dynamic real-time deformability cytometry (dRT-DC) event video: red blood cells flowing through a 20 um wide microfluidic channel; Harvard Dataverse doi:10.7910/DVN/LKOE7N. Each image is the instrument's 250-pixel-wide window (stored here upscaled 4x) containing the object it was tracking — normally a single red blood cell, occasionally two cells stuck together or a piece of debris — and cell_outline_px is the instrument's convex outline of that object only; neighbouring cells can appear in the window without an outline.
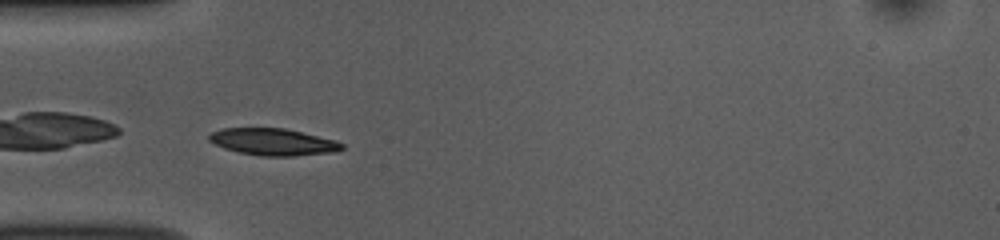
{"species": "common noctule bat (a hibernating species)", "species_latin": "Nyctalus noctula", "temperature_condition": "room temperature", "stored_images_in_passage": 38, "camera_frame_rate_fps": 3000, "um_per_image_px": 0.085, "animal": {"sex": "female", "body_mass_g": 10.0, "forearm_length_mm": 53.1}, "frame": {"image": 1, "passage_image": 1, "time_ms": 0.0, "image_size_px": [1000, 240], "cell_outline_px": [[344, 148], [332, 152], [292, 156], [260, 156], [240, 152], [224, 148], [208, 140], [208, 136], [212, 132], [224, 128], [284, 128], [336, 140], [344, 144]], "centroid_in_image_um": [23.22, 12.06], "position_along_channel_um": 61.8, "area_um2": 20.63}}
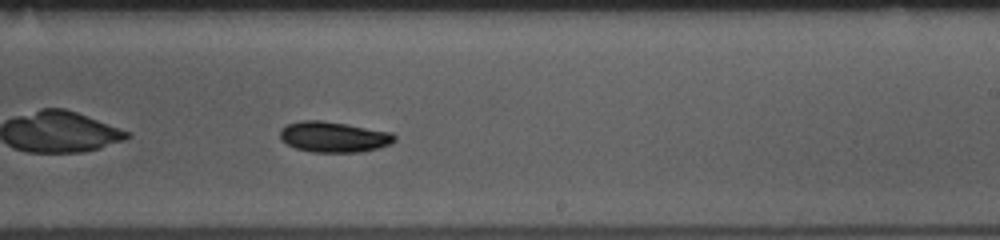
{"frame": {"image": 2, "passage_image": 17, "time_ms": 5.333, "image_size_px": [1000, 240], "cell_outline_px": [[396, 140], [392, 144], [360, 152], [312, 152], [296, 148], [288, 144], [280, 136], [280, 128], [288, 124], [300, 120], [320, 120], [348, 124], [392, 132], [396, 136]], "centroid_in_image_um": [28.39, 11.63], "position_along_channel_um": 260.6, "area_um2": 20.46}}
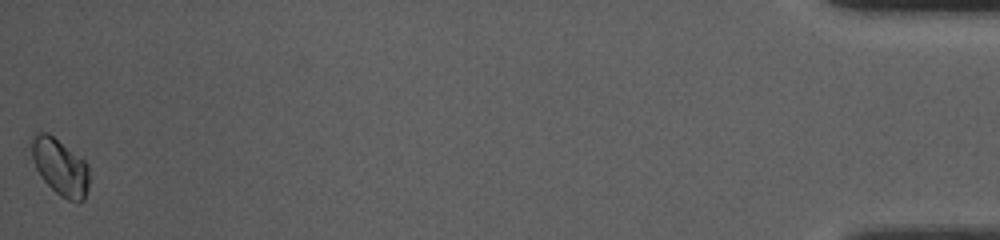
{"frame": {"image": 3, "passage_image": 38, "time_ms": 12.333, "image_size_px": [1000, 240], "cell_outline_px": [[88, 188], [84, 200], [68, 200], [60, 196], [40, 176], [32, 160], [28, 140], [36, 132], [48, 132], [84, 160], [88, 164]], "centroid_in_image_um": [5.06, 14.14], "position_along_channel_um": 430.1, "area_um2": 19.13}, "authors_computed_cell_mechanics": {"area_um2": 19.652, "velocity_mm_per_s": 3.7631, "shape_relaxation_time_tau1_ms": 2.1155, "shape_relaxation_time_tau2_ms": null, "deformation_change_tau1": 0.0735, "deformation_change_tau2": null}}